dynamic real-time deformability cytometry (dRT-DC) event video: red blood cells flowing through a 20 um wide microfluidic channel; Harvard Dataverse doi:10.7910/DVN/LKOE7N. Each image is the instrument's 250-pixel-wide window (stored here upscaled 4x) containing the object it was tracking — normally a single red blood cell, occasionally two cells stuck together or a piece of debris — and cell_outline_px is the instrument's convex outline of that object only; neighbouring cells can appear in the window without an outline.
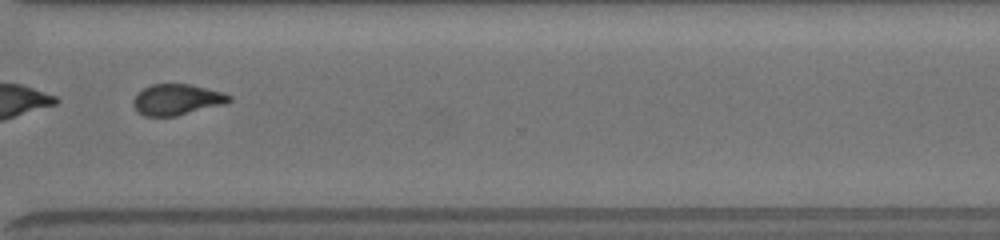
{"species": "common noctule bat (a hibernating species)", "species_latin": "Nyctalus noctula", "temperature_condition": "room temperature", "stored_images_in_passage": 52, "segment_of_instrument_passage": [2, 2], "camera_frame_rate_fps": 3000, "um_per_image_px": 0.085, "animal": {"sex": "female", "body_mass_g": 19.5, "forearm_length_mm": 54.1}, "frame": {"image": 1, "passage_image": 41, "time_ms": 13.333, "image_size_px": [1000, 240], "cell_outline_px": [[232, 100], [224, 104], [176, 116], [144, 116], [132, 104], [132, 100], [144, 88], [152, 84], [192, 84], [224, 92], [232, 96]], "centroid_in_image_um": [15.08, 8.46], "position_along_channel_um": 355.5, "area_um2": 17.22}}